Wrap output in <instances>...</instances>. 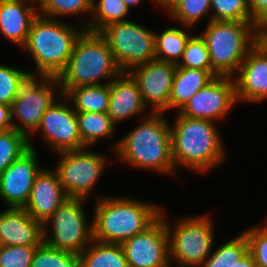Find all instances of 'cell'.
<instances>
[{"mask_svg":"<svg viewBox=\"0 0 267 267\" xmlns=\"http://www.w3.org/2000/svg\"><path fill=\"white\" fill-rule=\"evenodd\" d=\"M164 112H151L145 120L112 146L116 157L135 169L177 174L172 160L171 124Z\"/></svg>","mask_w":267,"mask_h":267,"instance_id":"6da1fadb","label":"cell"},{"mask_svg":"<svg viewBox=\"0 0 267 267\" xmlns=\"http://www.w3.org/2000/svg\"><path fill=\"white\" fill-rule=\"evenodd\" d=\"M171 124L172 160L199 174L207 173L225 160L226 152L215 122L190 118L176 112Z\"/></svg>","mask_w":267,"mask_h":267,"instance_id":"7a4b0ae2","label":"cell"},{"mask_svg":"<svg viewBox=\"0 0 267 267\" xmlns=\"http://www.w3.org/2000/svg\"><path fill=\"white\" fill-rule=\"evenodd\" d=\"M94 208V240L113 244H122L144 231L162 213L160 206L150 202L105 195L96 199Z\"/></svg>","mask_w":267,"mask_h":267,"instance_id":"3957f363","label":"cell"},{"mask_svg":"<svg viewBox=\"0 0 267 267\" xmlns=\"http://www.w3.org/2000/svg\"><path fill=\"white\" fill-rule=\"evenodd\" d=\"M121 72L106 39L100 33L84 30L57 78L65 95L71 88L110 83Z\"/></svg>","mask_w":267,"mask_h":267,"instance_id":"277c9868","label":"cell"},{"mask_svg":"<svg viewBox=\"0 0 267 267\" xmlns=\"http://www.w3.org/2000/svg\"><path fill=\"white\" fill-rule=\"evenodd\" d=\"M200 33L204 38L212 64V76L233 77L249 50L260 40L255 23L214 21Z\"/></svg>","mask_w":267,"mask_h":267,"instance_id":"5b68a950","label":"cell"},{"mask_svg":"<svg viewBox=\"0 0 267 267\" xmlns=\"http://www.w3.org/2000/svg\"><path fill=\"white\" fill-rule=\"evenodd\" d=\"M84 30L61 19H50L38 14L22 48L32 56L35 70L58 77L65 69L74 44Z\"/></svg>","mask_w":267,"mask_h":267,"instance_id":"8992f818","label":"cell"},{"mask_svg":"<svg viewBox=\"0 0 267 267\" xmlns=\"http://www.w3.org/2000/svg\"><path fill=\"white\" fill-rule=\"evenodd\" d=\"M57 90L59 94H56ZM61 95L57 77L44 71L23 70L19 74L16 98L11 105L13 128L24 133L30 141V135L38 128L45 111L57 100L55 97ZM15 118L19 123L14 121Z\"/></svg>","mask_w":267,"mask_h":267,"instance_id":"52a82bcc","label":"cell"},{"mask_svg":"<svg viewBox=\"0 0 267 267\" xmlns=\"http://www.w3.org/2000/svg\"><path fill=\"white\" fill-rule=\"evenodd\" d=\"M213 225L209 214L182 217L172 227L166 219L171 263L174 259L178 267H199L212 253Z\"/></svg>","mask_w":267,"mask_h":267,"instance_id":"ba28073f","label":"cell"},{"mask_svg":"<svg viewBox=\"0 0 267 267\" xmlns=\"http://www.w3.org/2000/svg\"><path fill=\"white\" fill-rule=\"evenodd\" d=\"M84 201V198L69 197L59 206L43 224L45 244L75 254L90 245L94 240L93 221L86 218Z\"/></svg>","mask_w":267,"mask_h":267,"instance_id":"9c48e42d","label":"cell"},{"mask_svg":"<svg viewBox=\"0 0 267 267\" xmlns=\"http://www.w3.org/2000/svg\"><path fill=\"white\" fill-rule=\"evenodd\" d=\"M100 34L108 42L122 72L155 59V33L131 20L113 23Z\"/></svg>","mask_w":267,"mask_h":267,"instance_id":"30bf717a","label":"cell"},{"mask_svg":"<svg viewBox=\"0 0 267 267\" xmlns=\"http://www.w3.org/2000/svg\"><path fill=\"white\" fill-rule=\"evenodd\" d=\"M86 149L58 153L60 160L54 169L68 197L87 199L107 166L105 155Z\"/></svg>","mask_w":267,"mask_h":267,"instance_id":"8fae6325","label":"cell"},{"mask_svg":"<svg viewBox=\"0 0 267 267\" xmlns=\"http://www.w3.org/2000/svg\"><path fill=\"white\" fill-rule=\"evenodd\" d=\"M59 101V102H58ZM61 95L43 114L38 128L32 133L42 135L55 153L85 148L79 133L76 111Z\"/></svg>","mask_w":267,"mask_h":267,"instance_id":"7c38bea8","label":"cell"},{"mask_svg":"<svg viewBox=\"0 0 267 267\" xmlns=\"http://www.w3.org/2000/svg\"><path fill=\"white\" fill-rule=\"evenodd\" d=\"M163 212L147 229L121 244L129 267H172Z\"/></svg>","mask_w":267,"mask_h":267,"instance_id":"4fadbf2b","label":"cell"},{"mask_svg":"<svg viewBox=\"0 0 267 267\" xmlns=\"http://www.w3.org/2000/svg\"><path fill=\"white\" fill-rule=\"evenodd\" d=\"M236 104L233 77L216 76L195 93L179 113L185 117L216 122L223 120Z\"/></svg>","mask_w":267,"mask_h":267,"instance_id":"5bb4252c","label":"cell"},{"mask_svg":"<svg viewBox=\"0 0 267 267\" xmlns=\"http://www.w3.org/2000/svg\"><path fill=\"white\" fill-rule=\"evenodd\" d=\"M177 66L160 60H151L132 68L129 73L136 80L144 105L151 112L169 110V99ZM149 105V106H147Z\"/></svg>","mask_w":267,"mask_h":267,"instance_id":"9a60e30c","label":"cell"},{"mask_svg":"<svg viewBox=\"0 0 267 267\" xmlns=\"http://www.w3.org/2000/svg\"><path fill=\"white\" fill-rule=\"evenodd\" d=\"M0 174V198L8 208H23L29 199L40 167L34 144Z\"/></svg>","mask_w":267,"mask_h":267,"instance_id":"2e32d148","label":"cell"},{"mask_svg":"<svg viewBox=\"0 0 267 267\" xmlns=\"http://www.w3.org/2000/svg\"><path fill=\"white\" fill-rule=\"evenodd\" d=\"M237 102L256 103L267 99V46L259 40L233 76Z\"/></svg>","mask_w":267,"mask_h":267,"instance_id":"e0dca14e","label":"cell"},{"mask_svg":"<svg viewBox=\"0 0 267 267\" xmlns=\"http://www.w3.org/2000/svg\"><path fill=\"white\" fill-rule=\"evenodd\" d=\"M68 198L57 172L43 168L36 176L28 202L23 208L32 218L44 224Z\"/></svg>","mask_w":267,"mask_h":267,"instance_id":"ac0fdd59","label":"cell"},{"mask_svg":"<svg viewBox=\"0 0 267 267\" xmlns=\"http://www.w3.org/2000/svg\"><path fill=\"white\" fill-rule=\"evenodd\" d=\"M44 226L24 208L0 212V245L39 246L44 242Z\"/></svg>","mask_w":267,"mask_h":267,"instance_id":"d6986e66","label":"cell"},{"mask_svg":"<svg viewBox=\"0 0 267 267\" xmlns=\"http://www.w3.org/2000/svg\"><path fill=\"white\" fill-rule=\"evenodd\" d=\"M36 4L37 0H0V33L20 48L26 44L32 22L39 14Z\"/></svg>","mask_w":267,"mask_h":267,"instance_id":"ffe728a7","label":"cell"},{"mask_svg":"<svg viewBox=\"0 0 267 267\" xmlns=\"http://www.w3.org/2000/svg\"><path fill=\"white\" fill-rule=\"evenodd\" d=\"M146 109L139 86L129 72H121L110 82L107 113L116 125L138 114H144Z\"/></svg>","mask_w":267,"mask_h":267,"instance_id":"44dd1931","label":"cell"},{"mask_svg":"<svg viewBox=\"0 0 267 267\" xmlns=\"http://www.w3.org/2000/svg\"><path fill=\"white\" fill-rule=\"evenodd\" d=\"M213 78L207 70L177 67L169 99V109L177 108L175 110L179 112L195 93Z\"/></svg>","mask_w":267,"mask_h":267,"instance_id":"7402d4cb","label":"cell"},{"mask_svg":"<svg viewBox=\"0 0 267 267\" xmlns=\"http://www.w3.org/2000/svg\"><path fill=\"white\" fill-rule=\"evenodd\" d=\"M64 96L76 112H108L110 83L71 88Z\"/></svg>","mask_w":267,"mask_h":267,"instance_id":"603a6c76","label":"cell"},{"mask_svg":"<svg viewBox=\"0 0 267 267\" xmlns=\"http://www.w3.org/2000/svg\"><path fill=\"white\" fill-rule=\"evenodd\" d=\"M79 257L80 267H129L121 244L93 240Z\"/></svg>","mask_w":267,"mask_h":267,"instance_id":"cb8c5ba5","label":"cell"},{"mask_svg":"<svg viewBox=\"0 0 267 267\" xmlns=\"http://www.w3.org/2000/svg\"><path fill=\"white\" fill-rule=\"evenodd\" d=\"M79 133L83 144L90 148L97 141L114 138L116 124L107 112H76Z\"/></svg>","mask_w":267,"mask_h":267,"instance_id":"d4e9b609","label":"cell"},{"mask_svg":"<svg viewBox=\"0 0 267 267\" xmlns=\"http://www.w3.org/2000/svg\"><path fill=\"white\" fill-rule=\"evenodd\" d=\"M129 11L122 0H92V16L84 23V29L100 33L110 24L128 21Z\"/></svg>","mask_w":267,"mask_h":267,"instance_id":"484cf974","label":"cell"},{"mask_svg":"<svg viewBox=\"0 0 267 267\" xmlns=\"http://www.w3.org/2000/svg\"><path fill=\"white\" fill-rule=\"evenodd\" d=\"M154 33L155 59L177 65L192 35L178 27L166 28L162 33L156 31Z\"/></svg>","mask_w":267,"mask_h":267,"instance_id":"4316f807","label":"cell"},{"mask_svg":"<svg viewBox=\"0 0 267 267\" xmlns=\"http://www.w3.org/2000/svg\"><path fill=\"white\" fill-rule=\"evenodd\" d=\"M248 251L249 244L243 231L220 245L199 267H232Z\"/></svg>","mask_w":267,"mask_h":267,"instance_id":"83f0119b","label":"cell"},{"mask_svg":"<svg viewBox=\"0 0 267 267\" xmlns=\"http://www.w3.org/2000/svg\"><path fill=\"white\" fill-rule=\"evenodd\" d=\"M211 0H177L167 12L171 20L179 21L180 26L193 28L204 16H211Z\"/></svg>","mask_w":267,"mask_h":267,"instance_id":"f1b7e54d","label":"cell"},{"mask_svg":"<svg viewBox=\"0 0 267 267\" xmlns=\"http://www.w3.org/2000/svg\"><path fill=\"white\" fill-rule=\"evenodd\" d=\"M28 137L12 128L0 132V174L29 149Z\"/></svg>","mask_w":267,"mask_h":267,"instance_id":"f546056e","label":"cell"},{"mask_svg":"<svg viewBox=\"0 0 267 267\" xmlns=\"http://www.w3.org/2000/svg\"><path fill=\"white\" fill-rule=\"evenodd\" d=\"M37 5L39 15L50 19L92 11V0H37Z\"/></svg>","mask_w":267,"mask_h":267,"instance_id":"4dcf8cb0","label":"cell"},{"mask_svg":"<svg viewBox=\"0 0 267 267\" xmlns=\"http://www.w3.org/2000/svg\"><path fill=\"white\" fill-rule=\"evenodd\" d=\"M30 267H80V257L43 242L36 248Z\"/></svg>","mask_w":267,"mask_h":267,"instance_id":"1f68e13d","label":"cell"},{"mask_svg":"<svg viewBox=\"0 0 267 267\" xmlns=\"http://www.w3.org/2000/svg\"><path fill=\"white\" fill-rule=\"evenodd\" d=\"M177 67L207 70L212 75V64L204 38L200 34L192 35L184 49Z\"/></svg>","mask_w":267,"mask_h":267,"instance_id":"d6a6232c","label":"cell"},{"mask_svg":"<svg viewBox=\"0 0 267 267\" xmlns=\"http://www.w3.org/2000/svg\"><path fill=\"white\" fill-rule=\"evenodd\" d=\"M211 20L254 23L248 0H211V17L208 22Z\"/></svg>","mask_w":267,"mask_h":267,"instance_id":"836d02e7","label":"cell"},{"mask_svg":"<svg viewBox=\"0 0 267 267\" xmlns=\"http://www.w3.org/2000/svg\"><path fill=\"white\" fill-rule=\"evenodd\" d=\"M264 224L250 227L244 232L248 240L249 252L258 267H267V221Z\"/></svg>","mask_w":267,"mask_h":267,"instance_id":"e575fe53","label":"cell"},{"mask_svg":"<svg viewBox=\"0 0 267 267\" xmlns=\"http://www.w3.org/2000/svg\"><path fill=\"white\" fill-rule=\"evenodd\" d=\"M37 247L0 245V267H30Z\"/></svg>","mask_w":267,"mask_h":267,"instance_id":"d590c367","label":"cell"},{"mask_svg":"<svg viewBox=\"0 0 267 267\" xmlns=\"http://www.w3.org/2000/svg\"><path fill=\"white\" fill-rule=\"evenodd\" d=\"M22 71L14 66L0 64V103L12 105L16 98L18 77Z\"/></svg>","mask_w":267,"mask_h":267,"instance_id":"8d00e7d4","label":"cell"},{"mask_svg":"<svg viewBox=\"0 0 267 267\" xmlns=\"http://www.w3.org/2000/svg\"><path fill=\"white\" fill-rule=\"evenodd\" d=\"M251 20L260 28L267 21V0H248Z\"/></svg>","mask_w":267,"mask_h":267,"instance_id":"74e56055","label":"cell"},{"mask_svg":"<svg viewBox=\"0 0 267 267\" xmlns=\"http://www.w3.org/2000/svg\"><path fill=\"white\" fill-rule=\"evenodd\" d=\"M13 128L11 106L0 103V132Z\"/></svg>","mask_w":267,"mask_h":267,"instance_id":"f35d334b","label":"cell"},{"mask_svg":"<svg viewBox=\"0 0 267 267\" xmlns=\"http://www.w3.org/2000/svg\"><path fill=\"white\" fill-rule=\"evenodd\" d=\"M232 267H258L255 263L254 257L248 251L238 262L234 263Z\"/></svg>","mask_w":267,"mask_h":267,"instance_id":"ab89813d","label":"cell"},{"mask_svg":"<svg viewBox=\"0 0 267 267\" xmlns=\"http://www.w3.org/2000/svg\"><path fill=\"white\" fill-rule=\"evenodd\" d=\"M153 2L157 3L160 8L163 7L165 11L168 12L177 0H153Z\"/></svg>","mask_w":267,"mask_h":267,"instance_id":"60d3db41","label":"cell"},{"mask_svg":"<svg viewBox=\"0 0 267 267\" xmlns=\"http://www.w3.org/2000/svg\"><path fill=\"white\" fill-rule=\"evenodd\" d=\"M259 38L267 46V21L259 29Z\"/></svg>","mask_w":267,"mask_h":267,"instance_id":"b9f144b4","label":"cell"},{"mask_svg":"<svg viewBox=\"0 0 267 267\" xmlns=\"http://www.w3.org/2000/svg\"><path fill=\"white\" fill-rule=\"evenodd\" d=\"M122 1H123V2L125 3V5L130 9L132 6H133V8H134L135 6L141 4L142 1H144V0H122Z\"/></svg>","mask_w":267,"mask_h":267,"instance_id":"7bdbcfd3","label":"cell"}]
</instances>
